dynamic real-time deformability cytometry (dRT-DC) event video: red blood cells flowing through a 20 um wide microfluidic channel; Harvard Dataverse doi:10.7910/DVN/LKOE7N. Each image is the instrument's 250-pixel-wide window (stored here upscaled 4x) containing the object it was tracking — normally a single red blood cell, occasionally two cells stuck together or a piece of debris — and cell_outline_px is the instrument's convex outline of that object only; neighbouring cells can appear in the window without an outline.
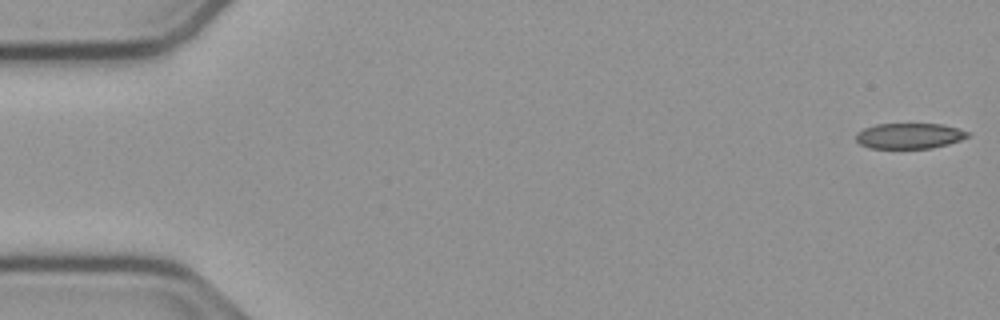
{"species": "common noctule bat (a hibernating species)", "species_latin": "Nyctalus noctula", "temperature_condition": "cold", "stored_images_in_passage": 54, "camera_frame_rate_fps": 3000, "um_per_image_px": 0.085, "animal": {"sex": "male", "body_mass_g": 23.1, "forearm_length_mm": 52.7}, "frame": {"image": 1, "passage_image": 1, "time_ms": 0.0, "image_size_px": [1000, 320], "cell_outline_px": [[972, 132], [968, 136], [960, 140], [948, 144], [932, 148], [868, 148], [860, 144], [856, 140], [856, 132], [864, 128], [876, 124], [944, 124], [960, 128]], "centroid_in_image_um": [77.32, 11.54], "position_along_channel_um": 7.7, "area_um2": 16.82}}
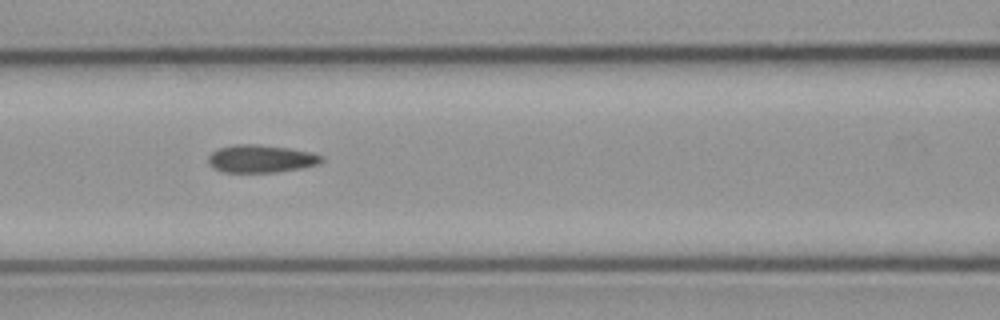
{"frame": {"image": 2, "passage_image": 23, "time_ms": 7.333, "image_size_px": [1000, 320], "cell_outline_px": [[324, 160], [320, 164], [300, 168], [276, 172], [224, 172], [212, 168], [208, 164], [208, 156], [212, 152], [220, 148], [232, 144], [256, 144], [288, 148], [312, 152], [324, 156]], "centroid_in_image_um": [22.18, 13.49], "position_along_channel_um": 144.4, "area_um2": 18.44}}
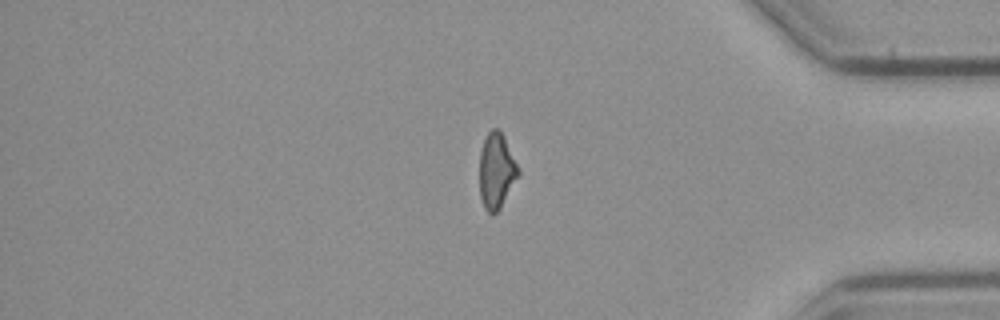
{"frame": {"image": 3, "passage_image": 45, "time_ms": 14.667, "image_size_px": [1000, 320], "cell_outline_px": [[520, 172], [500, 208], [492, 216], [484, 208], [480, 196], [480, 152], [484, 140], [488, 132], [492, 128], [496, 128], [504, 136]], "centroid_in_image_um": [42.18, 14.54], "position_along_channel_um": 393.0, "area_um2": 16.76}, "authors_computed_cell_mechanics": {"area_um2": 17.918, "velocity_mm_per_s": 3.7773, "shape_relaxation_time_tau1_ms": null, "shape_relaxation_time_tau2_ms": 3.133, "deformation_change_tau1": null, "deformation_change_tau2": 0.1122}}